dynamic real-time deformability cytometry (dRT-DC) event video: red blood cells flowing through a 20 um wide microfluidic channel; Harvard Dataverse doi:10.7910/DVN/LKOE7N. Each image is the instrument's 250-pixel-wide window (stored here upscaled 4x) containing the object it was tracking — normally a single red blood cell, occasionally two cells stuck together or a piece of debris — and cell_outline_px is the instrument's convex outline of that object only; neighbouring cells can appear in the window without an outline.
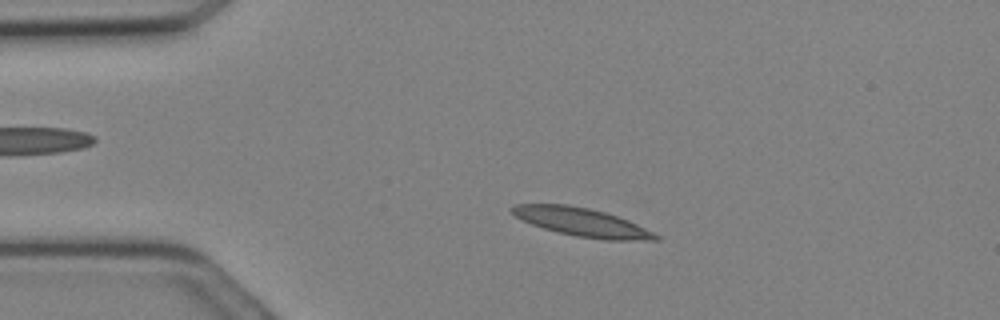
{"species": "Egyptian fruit bat (a non-hibernating species)", "species_latin": "Rousettus aegyptiacus", "temperature_condition": "cold", "stored_images_in_passage": 17, "camera_frame_rate_fps": 3000, "um_per_image_px": 0.085, "animal": {"sex": "female"}, "frame": {"image": 1, "passage_image": 5, "time_ms": 1.333, "image_size_px": [1000, 320], "cell_outline_px": [[660, 240], [604, 240], [576, 236], [544, 228], [532, 224], [516, 216], [508, 208], [516, 204], [568, 204], [588, 208], [604, 212], [628, 220], [660, 236]], "centroid_in_image_um": [49.46, 18.88], "position_along_channel_um": 35.5, "area_um2": 23.41}}
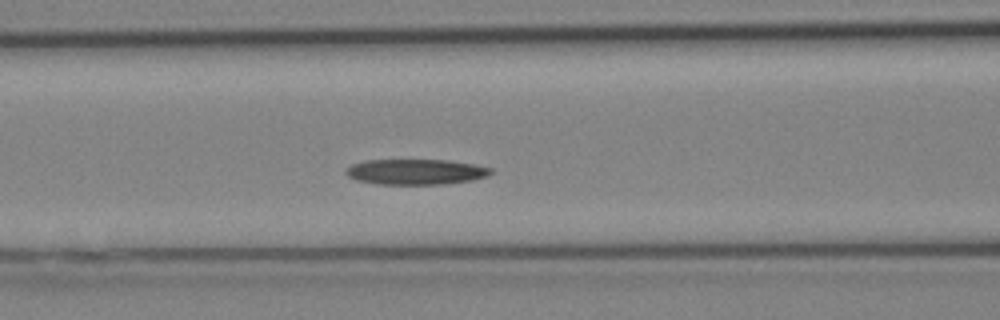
{"frame": {"image": 2, "passage_image": 11, "time_ms": 3.333, "image_size_px": [1000, 320], "cell_outline_px": [[492, 172], [488, 176], [472, 180], [444, 184], [380, 184], [356, 180], [348, 176], [344, 172], [352, 164], [364, 160], [448, 160], [476, 164], [492, 168]], "centroid_in_image_um": [35.36, 14.6], "position_along_channel_um": 131.2, "area_um2": 21.56}}
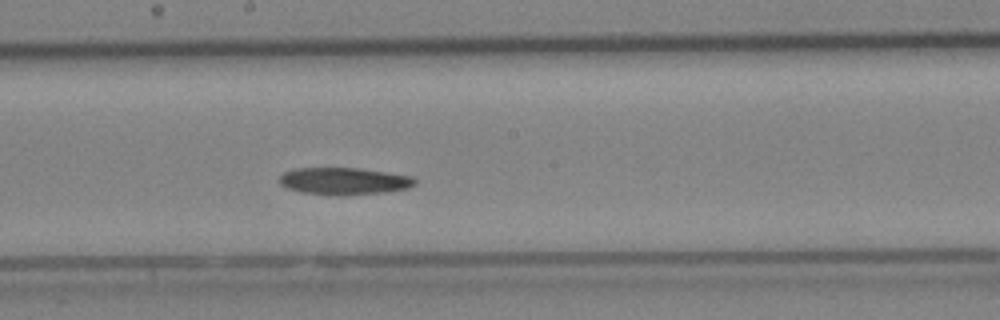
{"frame": {"image": 3, "passage_image": 15, "time_ms": 4.667, "image_size_px": [1000, 320], "cell_outline_px": [[416, 184], [408, 188], [384, 192], [300, 192], [288, 188], [280, 184], [280, 176], [284, 172], [296, 168], [360, 168], [412, 176], [416, 180]], "centroid_in_image_um": [29.26, 15.33], "position_along_channel_um": 218.9, "area_um2": 20.23}}